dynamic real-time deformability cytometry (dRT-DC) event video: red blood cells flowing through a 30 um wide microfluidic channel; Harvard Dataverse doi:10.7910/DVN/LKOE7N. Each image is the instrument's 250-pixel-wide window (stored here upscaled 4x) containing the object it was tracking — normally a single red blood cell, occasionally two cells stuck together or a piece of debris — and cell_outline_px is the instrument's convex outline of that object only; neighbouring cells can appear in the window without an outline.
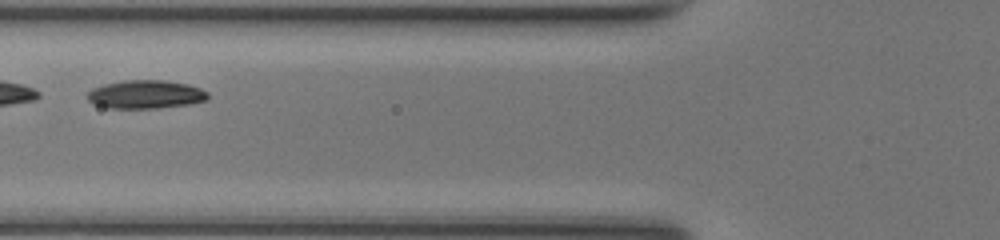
{"species": "common noctule bat (a hibernating species)", "species_latin": "Nyctalus noctula", "temperature_condition": "room temperature", "stored_images_in_passage": 30, "camera_frame_rate_fps": 3000, "um_per_image_px": 0.085, "animal": {"sex": "female", "body_mass_g": 17.0, "forearm_length_mm": 48.0}, "frame": {"image": 1, "passage_image": 9, "time_ms": 2.667, "image_size_px": [1000, 240], "cell_outline_px": [[208, 100], [188, 104], [160, 108], [108, 108], [92, 104], [84, 96], [92, 88], [104, 84], [124, 80], [164, 80], [188, 84], [200, 88], [208, 92]], "centroid_in_image_um": [12.34, 8.02], "position_along_channel_um": 113.5, "area_um2": 20.17}}
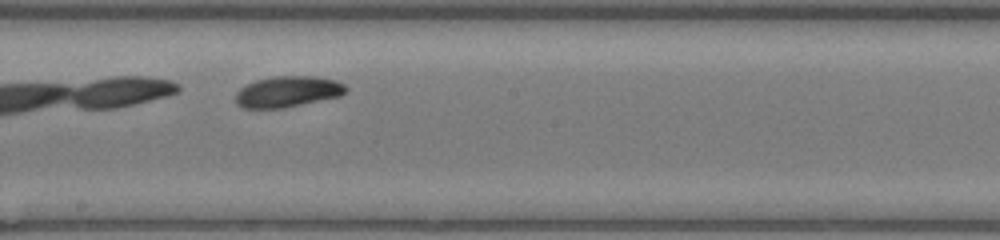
{"frame": {"image": 2, "passage_image": 17, "time_ms": 5.333, "image_size_px": [1000, 240], "cell_outline_px": [[348, 88], [340, 96], [280, 108], [244, 108], [236, 104], [236, 92], [240, 88], [256, 80], [272, 76], [316, 76], [336, 80], [344, 84]], "centroid_in_image_um": [24.44, 7.77], "position_along_channel_um": 223.8, "area_um2": 19.77}}
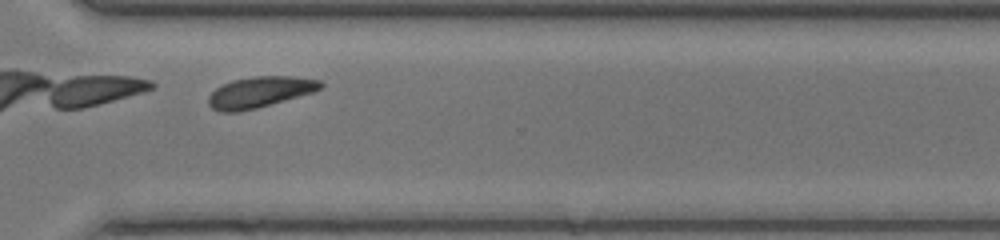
{"frame": {"image": 3, "passage_image": 26, "time_ms": 8.333, "image_size_px": [1000, 240], "cell_outline_px": [[324, 84], [320, 88], [312, 92], [256, 108], [240, 112], [220, 112], [212, 108], [208, 104], [208, 96], [216, 88], [232, 80], [252, 76], [292, 76], [320, 80]], "centroid_in_image_um": [22.04, 7.82], "position_along_channel_um": 348.6, "area_um2": 20.06}, "authors_computed_cell_mechanics": {"area_um2": 19.9699, "velocity_mm_per_s": 4.1532, "shape_relaxation_time_tau1_ms": 2.4721, "shape_relaxation_time_tau2_ms": null, "deformation_change_tau1": 0.1186, "deformation_change_tau2": null}}